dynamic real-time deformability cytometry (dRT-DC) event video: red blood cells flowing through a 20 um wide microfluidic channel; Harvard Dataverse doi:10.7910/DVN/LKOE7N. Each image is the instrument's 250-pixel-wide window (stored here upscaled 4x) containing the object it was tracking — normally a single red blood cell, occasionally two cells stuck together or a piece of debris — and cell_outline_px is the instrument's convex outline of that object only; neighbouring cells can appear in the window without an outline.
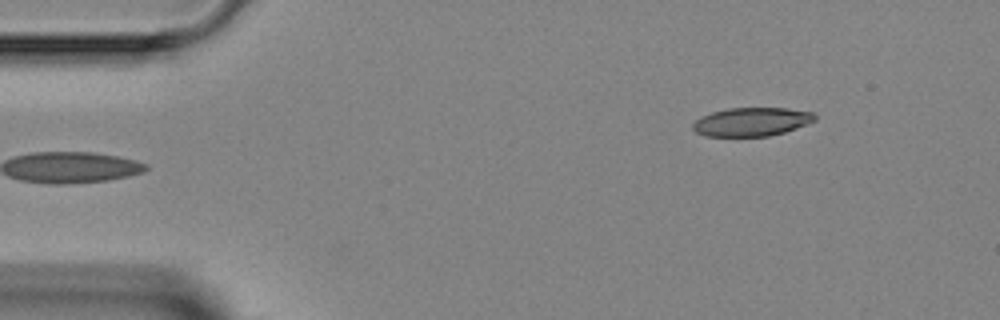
{"species": "Egyptian fruit bat (a non-hibernating species)", "species_latin": "Rousettus aegyptiacus", "temperature_condition": "room temperature", "stored_images_in_passage": 2, "camera_frame_rate_fps": 3000, "um_per_image_px": 0.085, "animal": {"sex": "female"}, "frame": {"image": 1, "passage_image": 1, "time_ms": 0.0, "image_size_px": [1000, 320], "cell_outline_px": [[816, 120], [796, 128], [784, 132], [768, 136], [704, 136], [696, 132], [692, 128], [692, 124], [700, 116], [712, 112], [728, 108], [788, 108], [812, 112], [816, 116]], "centroid_in_image_um": [63.87, 10.35], "position_along_channel_um": 21.1, "area_um2": 20.35}}